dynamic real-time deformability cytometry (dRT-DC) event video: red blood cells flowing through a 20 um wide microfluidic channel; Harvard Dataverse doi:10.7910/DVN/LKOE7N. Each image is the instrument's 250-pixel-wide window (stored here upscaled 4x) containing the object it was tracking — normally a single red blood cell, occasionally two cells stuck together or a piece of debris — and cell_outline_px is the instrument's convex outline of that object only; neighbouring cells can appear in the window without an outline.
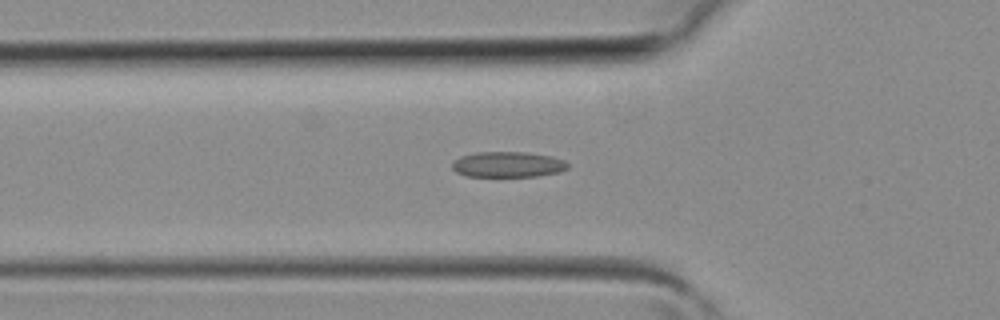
{"species": "common noctule bat (a hibernating species)", "species_latin": "Nyctalus noctula", "temperature_condition": "room temperature", "stored_images_in_passage": 31, "camera_frame_rate_fps": 3000, "um_per_image_px": 0.085, "animal": {"sex": "female", "body_mass_g": 19.3, "forearm_length_mm": 54.1}, "frame": {"image": 1, "passage_image": 7, "time_ms": 2.0, "image_size_px": [1000, 320], "cell_outline_px": [[568, 168], [560, 172], [536, 176], [464, 176], [456, 172], [452, 168], [452, 160], [460, 156], [480, 152], [524, 152], [552, 156], [564, 160], [568, 164]], "centroid_in_image_um": [43.15, 13.98], "position_along_channel_um": 82.7, "area_um2": 17.28}}
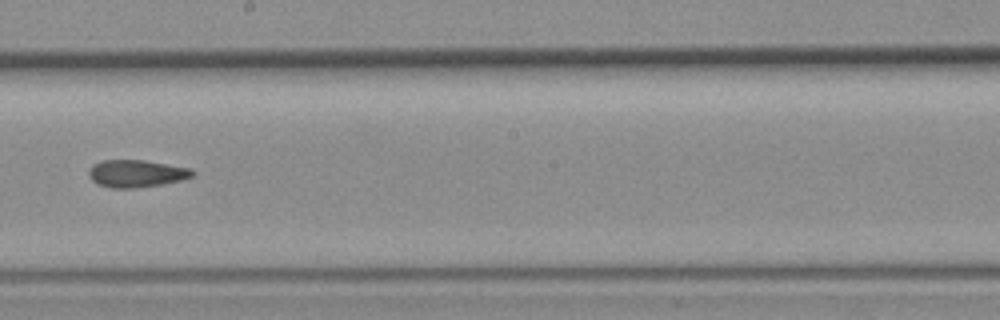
{"frame": {"image": 2, "passage_image": 16, "time_ms": 5.0, "image_size_px": [1000, 320], "cell_outline_px": [[196, 172], [192, 176], [180, 180], [160, 184], [132, 188], [112, 188], [96, 184], [88, 176], [88, 172], [92, 164], [100, 160], [144, 160], [192, 168]], "centroid_in_image_um": [11.56, 14.74], "position_along_channel_um": 236.6, "area_um2": 16.59}}
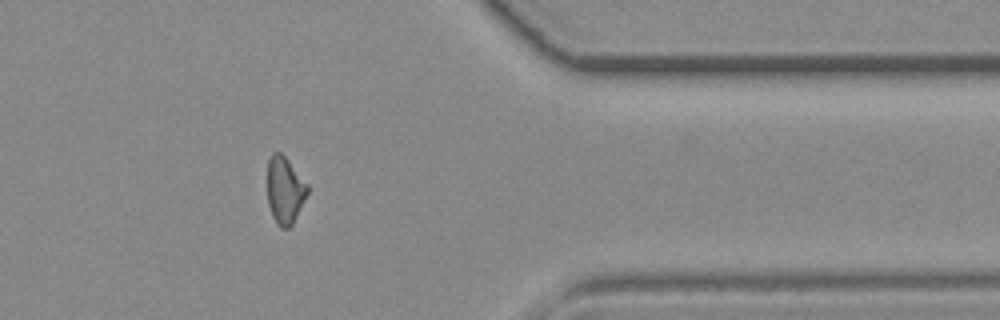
{"frame": {"image": 3, "passage_image": 26, "time_ms": 8.333, "image_size_px": [1000, 320], "cell_outline_px": [[308, 192], [292, 224], [288, 228], [280, 228], [276, 224], [272, 216], [268, 204], [268, 160], [272, 152], [280, 152], [288, 160], [308, 184]], "centroid_in_image_um": [24.2, 16.17], "position_along_channel_um": 387.2, "area_um2": 15.55}}